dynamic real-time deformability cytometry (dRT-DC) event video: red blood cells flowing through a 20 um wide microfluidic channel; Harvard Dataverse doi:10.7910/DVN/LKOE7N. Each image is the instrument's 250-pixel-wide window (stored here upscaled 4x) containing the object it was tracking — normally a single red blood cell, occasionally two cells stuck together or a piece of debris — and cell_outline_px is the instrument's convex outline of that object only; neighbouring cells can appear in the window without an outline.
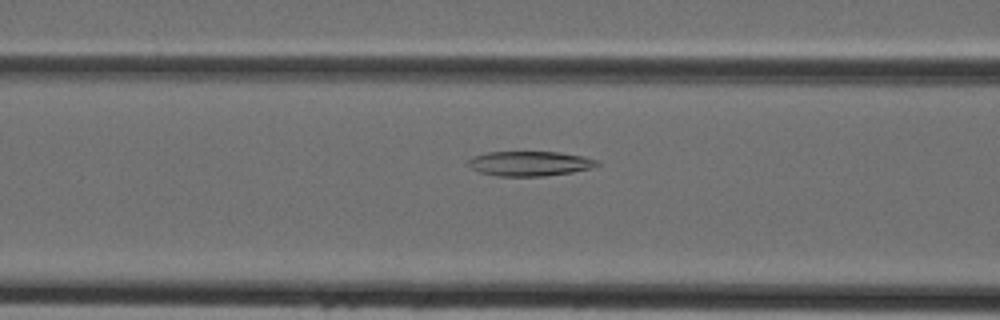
{"species": "Egyptian fruit bat (a non-hibernating species)", "species_latin": "Rousettus aegyptiacus", "temperature_condition": "cold", "stored_images_in_passage": 34, "camera_frame_rate_fps": 3000, "um_per_image_px": 0.085, "animal": {"sex": "female"}, "frame": {"image": 1, "passage_image": 7, "time_ms": 2.0, "image_size_px": [1000, 320], "cell_outline_px": [[600, 164], [592, 168], [572, 172], [544, 176], [496, 176], [480, 172], [472, 168], [468, 164], [468, 160], [472, 156], [488, 152], [560, 152], [584, 156], [600, 160]], "centroid_in_image_um": [45.07, 13.9], "position_along_channel_um": 121.5, "area_um2": 18.73}}
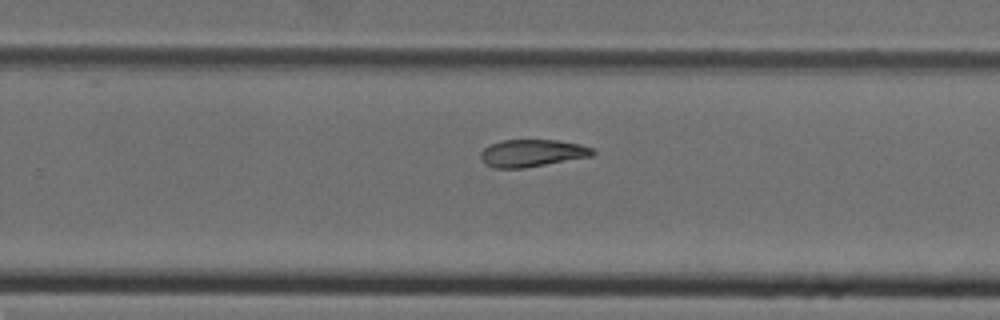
{"frame": {"image": 2, "passage_image": 18, "time_ms": 5.667, "image_size_px": [1000, 320], "cell_outline_px": [[596, 152], [592, 156], [524, 168], [492, 168], [484, 164], [480, 160], [480, 152], [484, 148], [492, 144], [504, 140], [556, 140], [580, 144], [592, 148]], "centroid_in_image_um": [45.2, 13.02], "position_along_channel_um": 284.6, "area_um2": 17.86}}
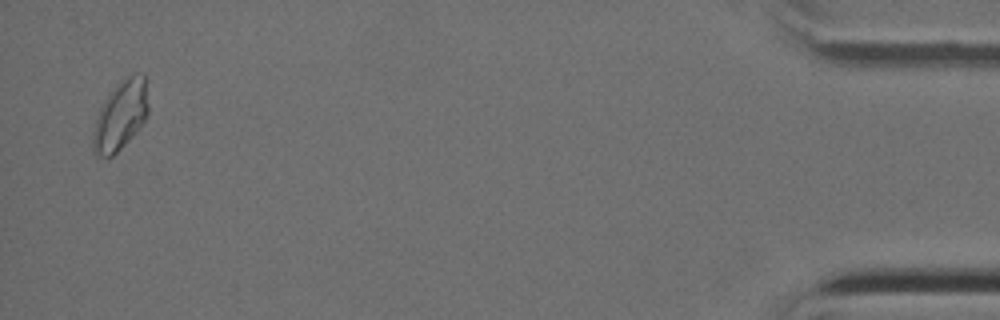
{"frame": {"image": 3, "passage_image": 33, "time_ms": 10.667, "image_size_px": [1000, 320], "cell_outline_px": [[148, 116], [140, 128], [112, 156], [96, 156], [92, 152], [92, 132], [100, 108], [108, 92], [120, 80], [136, 72], [144, 72], [148, 104]], "centroid_in_image_um": [10.24, 9.78], "position_along_channel_um": 425.0, "area_um2": 22.6}}